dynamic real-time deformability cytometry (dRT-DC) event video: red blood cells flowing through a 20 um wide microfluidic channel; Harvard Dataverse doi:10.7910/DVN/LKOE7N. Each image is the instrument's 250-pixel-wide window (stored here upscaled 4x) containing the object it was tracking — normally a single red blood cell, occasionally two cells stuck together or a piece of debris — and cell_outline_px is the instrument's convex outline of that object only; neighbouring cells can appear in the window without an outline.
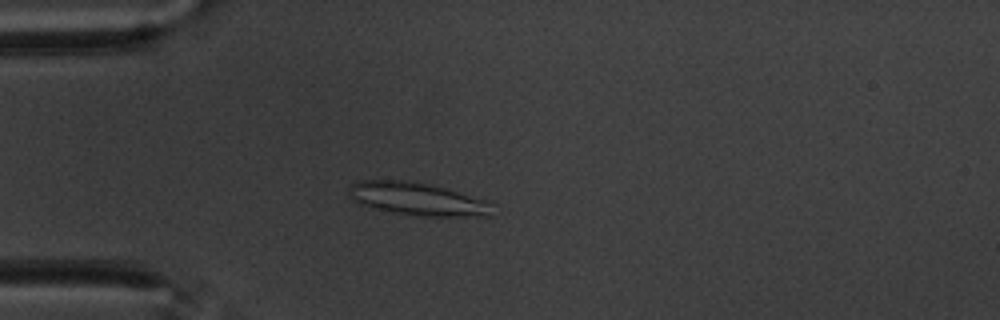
{"species": "common noctule bat (a hibernating species)", "species_latin": "Nyctalus noctula", "temperature_condition": "warm", "stored_images_in_passage": 57, "camera_frame_rate_fps": 3000, "um_per_image_px": 0.085, "animal": {"sex": "male", "body_mass_g": 20.1, "forearm_length_mm": 53.5}, "frame": {"image": 1, "passage_image": 15, "time_ms": 4.667, "image_size_px": [1000, 320], "cell_outline_px": [[492, 216], [420, 216], [392, 212], [372, 208], [360, 204], [348, 192], [348, 188], [356, 180], [408, 180], [428, 184], [444, 188], [488, 200]], "centroid_in_image_um": [35.45, 16.91], "position_along_channel_um": 49.5, "area_um2": 27.28}}
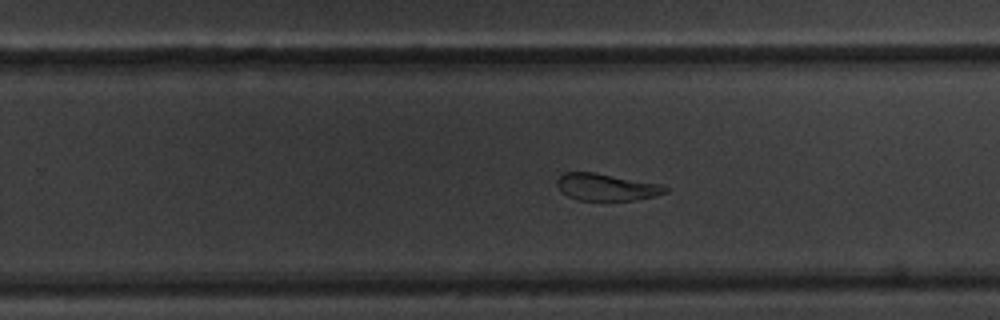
{"frame": {"image": 2, "passage_image": 36, "time_ms": 11.667, "image_size_px": [1000, 320], "cell_outline_px": [[668, 192], [636, 200], [576, 200], [560, 192], [556, 184], [556, 180], [564, 172], [596, 172], [664, 184], [668, 188]], "centroid_in_image_um": [51.54, 15.89], "position_along_channel_um": 278.3, "area_um2": 17.34}}
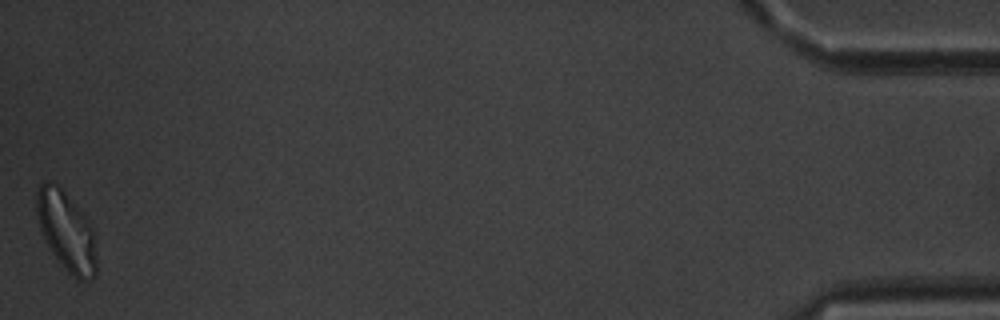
{"frame": {"image": 3, "passage_image": 57, "time_ms": 18.667, "image_size_px": [1000, 320], "cell_outline_px": [[96, 276], [92, 280], [76, 280], [64, 268], [52, 252], [40, 228], [36, 212], [36, 192], [40, 184], [48, 180], [56, 184], [64, 192], [88, 220], [92, 228], [96, 256]], "centroid_in_image_um": [5.64, 19.68], "position_along_channel_um": 429.6, "area_um2": 27.34}, "authors_computed_cell_mechanics": {"area_um2": 22.1952, "velocity_mm_per_s": 3.4571, "shape_relaxation_time_tau1_ms": 7.2607, "shape_relaxation_time_tau2_ms": 2.5586, "deformation_change_tau1": 0.1584, "deformation_change_tau2": 0.091}}